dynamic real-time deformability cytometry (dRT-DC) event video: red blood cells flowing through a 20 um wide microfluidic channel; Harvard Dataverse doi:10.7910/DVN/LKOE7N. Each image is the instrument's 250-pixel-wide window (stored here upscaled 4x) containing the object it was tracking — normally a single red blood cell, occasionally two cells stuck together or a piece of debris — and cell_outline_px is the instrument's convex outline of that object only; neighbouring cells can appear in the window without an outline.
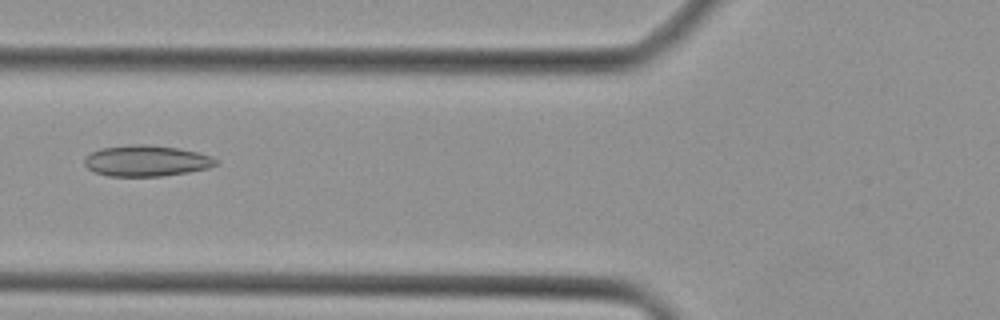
{"species": "Egyptian fruit bat (a non-hibernating species)", "species_latin": "Rousettus aegyptiacus", "temperature_condition": "cold", "stored_images_in_passage": 44, "camera_frame_rate_fps": 3000, "um_per_image_px": 0.085, "animal": {"sex": "female"}, "frame": {"image": 1, "passage_image": 17, "time_ms": 5.333, "image_size_px": [1000, 320], "cell_outline_px": [[220, 164], [208, 168], [188, 172], [160, 176], [108, 176], [92, 172], [84, 164], [84, 160], [92, 152], [100, 148], [132, 144], [148, 144], [180, 148], [200, 152], [212, 156], [220, 160]], "centroid_in_image_um": [12.49, 13.66], "position_along_channel_um": 113.3, "area_um2": 24.1}}
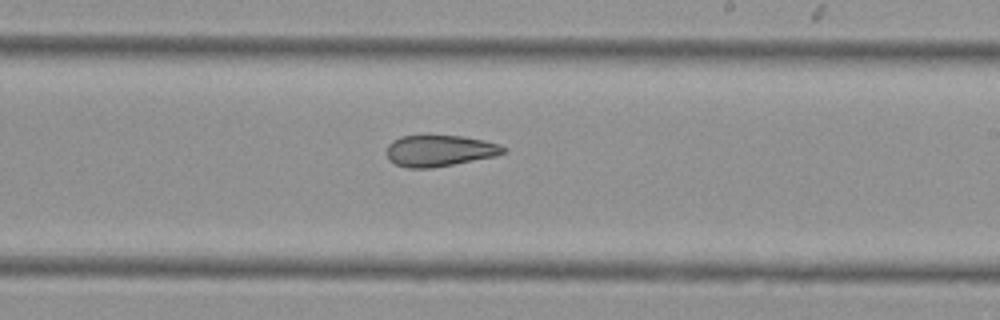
{"frame": {"image": 2, "passage_image": 26, "time_ms": 8.333, "image_size_px": [1000, 320], "cell_outline_px": [[508, 152], [496, 156], [432, 168], [408, 168], [396, 164], [388, 160], [388, 144], [392, 140], [400, 136], [464, 136], [484, 140], [500, 144], [508, 148]], "centroid_in_image_um": [37.41, 12.81], "position_along_channel_um": 251.6, "area_um2": 21.39}}
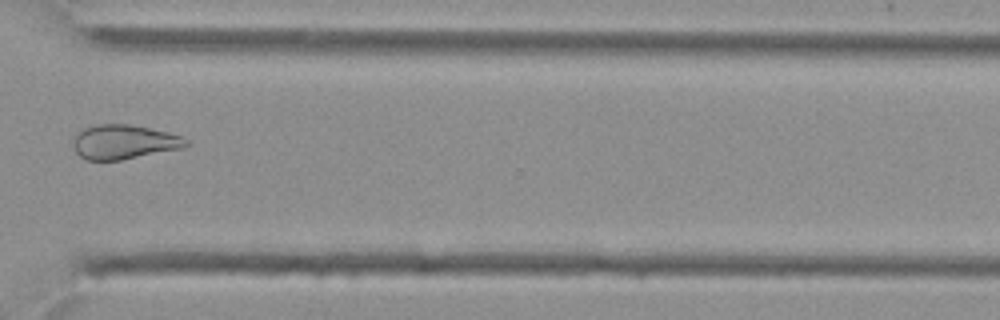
{"frame": {"image": 3, "passage_image": 33, "time_ms": 10.667, "image_size_px": [1000, 320], "cell_outline_px": [[192, 144], [184, 148], [120, 160], [84, 160], [76, 152], [72, 144], [72, 136], [76, 132], [84, 128], [96, 124], [128, 124], [168, 132], [184, 136], [192, 140]], "centroid_in_image_um": [10.56, 12.06], "position_along_channel_um": 360.0, "area_um2": 23.12}}